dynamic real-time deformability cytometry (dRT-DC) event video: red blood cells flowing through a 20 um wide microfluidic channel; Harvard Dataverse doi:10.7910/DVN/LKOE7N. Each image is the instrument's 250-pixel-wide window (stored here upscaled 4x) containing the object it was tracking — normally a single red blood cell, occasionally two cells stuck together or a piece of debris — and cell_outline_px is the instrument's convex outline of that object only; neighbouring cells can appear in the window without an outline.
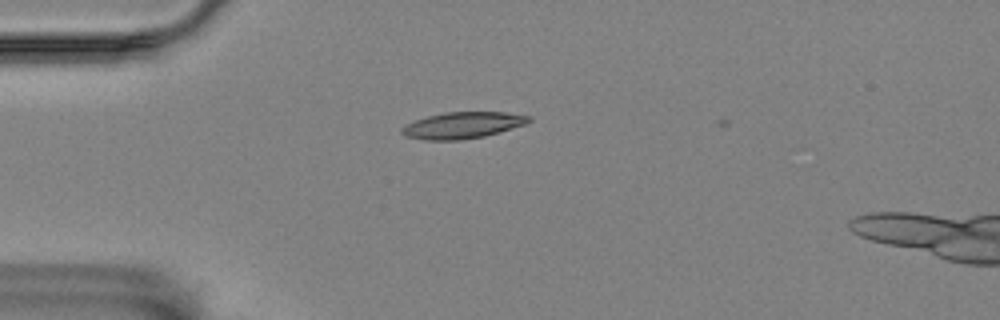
{"species": "Egyptian fruit bat (a non-hibernating species)", "species_latin": "Rousettus aegyptiacus", "temperature_condition": "room temperature", "stored_images_in_passage": 3, "camera_frame_rate_fps": 3000, "um_per_image_px": 0.085, "animal": {"sex": "female"}, "frame": {"image": 1, "passage_image": 3, "time_ms": 2.333, "image_size_px": [1000, 320], "cell_outline_px": [[532, 120], [524, 124], [484, 136], [460, 140], [424, 140], [404, 136], [400, 132], [400, 128], [404, 124], [428, 116], [444, 112], [504, 112], [528, 116]], "centroid_in_image_um": [39.23, 10.65], "position_along_channel_um": 45.8, "area_um2": 19.42}}